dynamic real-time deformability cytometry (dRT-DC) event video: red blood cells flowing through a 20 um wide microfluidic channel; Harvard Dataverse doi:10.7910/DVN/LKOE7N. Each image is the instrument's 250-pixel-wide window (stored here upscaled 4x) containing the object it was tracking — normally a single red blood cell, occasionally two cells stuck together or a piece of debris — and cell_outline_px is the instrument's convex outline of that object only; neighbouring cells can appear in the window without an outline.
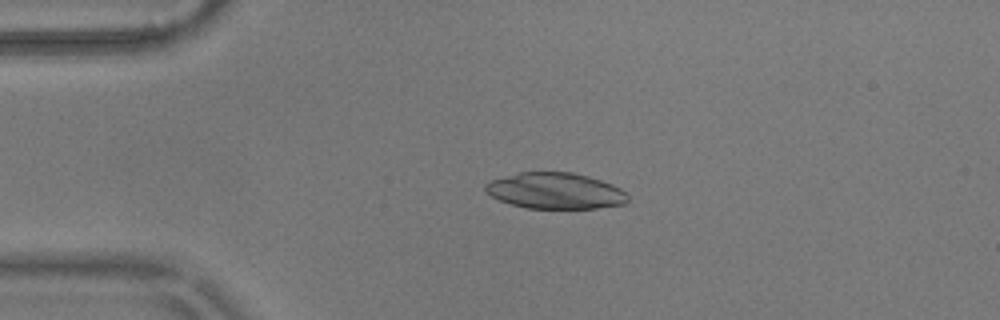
{"species": "common noctule bat (a hibernating species)", "species_latin": "Nyctalus noctula", "temperature_condition": "warm", "stored_images_in_passage": 54, "camera_frame_rate_fps": 3000, "um_per_image_px": 0.085, "animal": {"sex": "male", "body_mass_g": 17.9}, "frame": {"image": 1, "passage_image": 11, "time_ms": 3.333, "image_size_px": [1000, 320], "cell_outline_px": [[628, 200], [624, 204], [596, 208], [528, 208], [512, 204], [500, 200], [492, 196], [484, 188], [484, 184], [492, 180], [520, 172], [572, 172], [588, 176], [612, 184], [620, 188], [628, 196]], "centroid_in_image_um": [47.21, 16.22], "position_along_channel_um": 37.8, "area_um2": 29.65}}
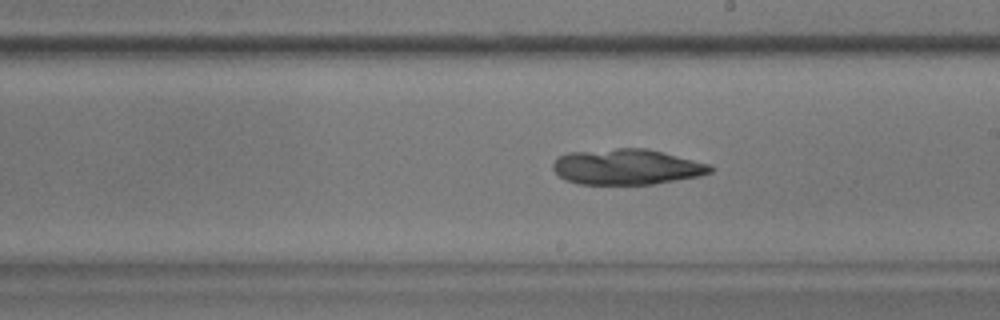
{"frame": {"image": 2, "passage_image": 30, "time_ms": 9.667, "image_size_px": [1000, 320], "cell_outline_px": [[712, 172], [700, 176], [652, 184], [580, 184], [564, 180], [552, 168], [552, 164], [560, 156], [568, 152], [616, 148], [648, 148], [708, 164], [712, 168]], "centroid_in_image_um": [53.25, 14.18], "position_along_channel_um": 235.8, "area_um2": 32.54}}
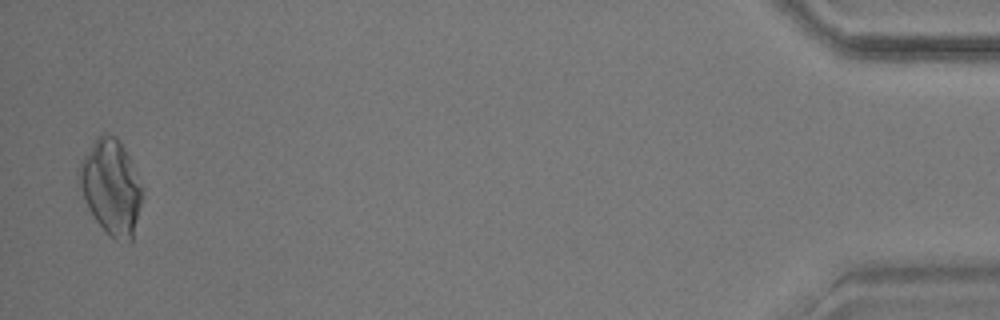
{"frame": {"image": 3, "passage_image": 53, "time_ms": 17.333, "image_size_px": [1000, 320], "cell_outline_px": [[140, 204], [132, 240], [116, 240], [96, 220], [88, 208], [84, 200], [76, 180], [76, 172], [84, 156], [92, 144], [100, 136], [116, 136], [124, 148], [128, 156], [140, 184]], "centroid_in_image_um": [9.38, 15.9], "position_along_channel_um": 425.8, "area_um2": 33.76}}